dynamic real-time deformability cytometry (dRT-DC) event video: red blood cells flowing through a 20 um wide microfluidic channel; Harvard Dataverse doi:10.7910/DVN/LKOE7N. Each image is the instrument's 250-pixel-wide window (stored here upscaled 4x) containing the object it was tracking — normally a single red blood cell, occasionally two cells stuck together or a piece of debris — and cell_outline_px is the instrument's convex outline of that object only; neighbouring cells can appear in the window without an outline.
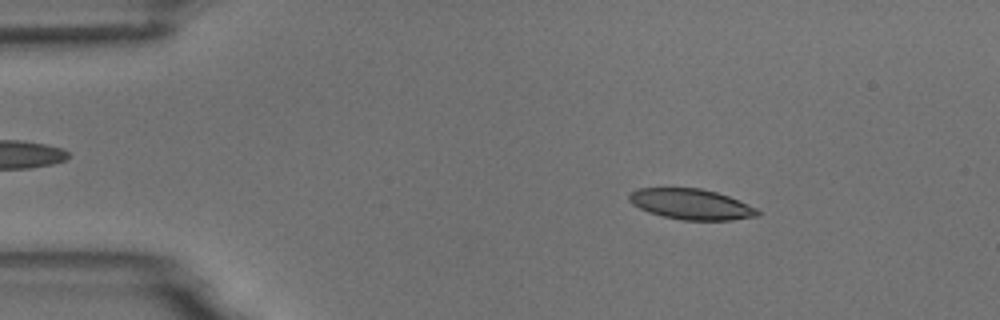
{"species": "common noctule bat (a hibernating species)", "species_latin": "Nyctalus noctula", "temperature_condition": "room temperature", "stored_images_in_passage": 4, "camera_frame_rate_fps": 3000, "um_per_image_px": 0.085, "animal": {"sex": "male", "body_mass_g": 18.8}, "frame": {"image": 1, "passage_image": 2, "time_ms": 1.333, "image_size_px": [1000, 320], "cell_outline_px": [[760, 216], [732, 220], [680, 220], [648, 212], [632, 204], [628, 200], [628, 196], [632, 192], [640, 188], [700, 188], [716, 192], [728, 196], [756, 208], [760, 212]], "centroid_in_image_um": [58.75, 17.36], "position_along_channel_um": 26.2, "area_um2": 22.77}}